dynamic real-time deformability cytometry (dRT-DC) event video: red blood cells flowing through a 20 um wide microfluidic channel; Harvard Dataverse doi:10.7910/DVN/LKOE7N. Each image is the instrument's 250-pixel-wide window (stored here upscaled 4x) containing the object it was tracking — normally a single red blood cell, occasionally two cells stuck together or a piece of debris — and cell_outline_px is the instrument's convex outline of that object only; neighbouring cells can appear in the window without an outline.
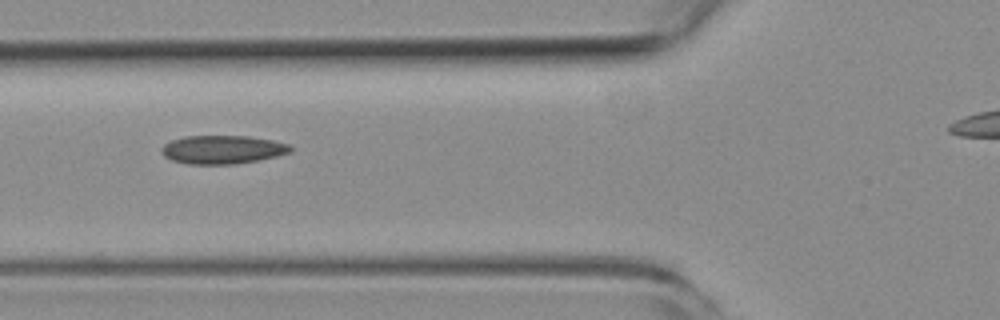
{"species": "common noctule bat (a hibernating species)", "species_latin": "Nyctalus noctula", "temperature_condition": "room temperature", "stored_images_in_passage": 3, "camera_frame_rate_fps": 3000, "um_per_image_px": 0.085, "animal": {"sex": "female", "body_mass_g": 19.3, "forearm_length_mm": 54.1}, "frame": {"image": 1, "passage_image": 3, "time_ms": 3.333, "image_size_px": [1000, 320], "cell_outline_px": [[292, 152], [276, 156], [236, 164], [188, 164], [172, 160], [164, 156], [160, 148], [164, 144], [172, 140], [184, 136], [248, 136], [272, 140], [292, 144]], "centroid_in_image_um": [18.93, 12.71], "position_along_channel_um": 106.9, "area_um2": 21.44}}